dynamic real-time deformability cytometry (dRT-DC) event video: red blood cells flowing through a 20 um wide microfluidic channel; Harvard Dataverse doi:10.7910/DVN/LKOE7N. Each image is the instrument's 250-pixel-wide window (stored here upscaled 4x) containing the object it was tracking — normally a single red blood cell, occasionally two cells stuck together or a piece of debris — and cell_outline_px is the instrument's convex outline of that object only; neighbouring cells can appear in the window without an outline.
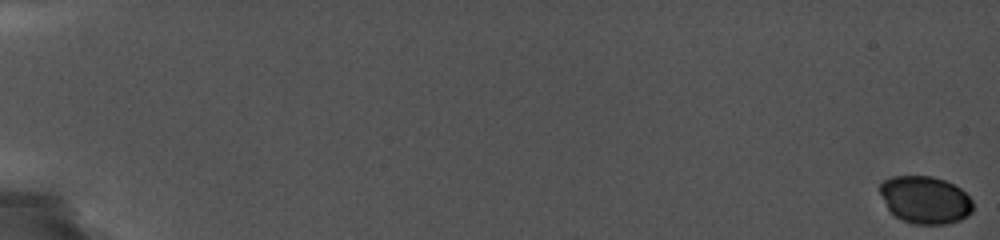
{"species": "common noctule bat (a hibernating species)", "species_latin": "Nyctalus noctula", "temperature_condition": "cold", "stored_images_in_passage": 24, "camera_frame_rate_fps": 5000, "um_per_image_px": 0.085, "animal": {"sex": "female", "body_mass_g": 19.0, "forearm_length_mm": 56.7}, "frame": {"image": 1, "passage_image": 1, "time_ms": 0.0, "image_size_px": [1000, 240], "cell_outline_px": [[972, 212], [968, 216], [960, 220], [948, 224], [916, 224], [900, 220], [888, 208], [880, 192], [880, 184], [884, 180], [892, 176], [932, 176], [944, 180], [960, 188], [972, 200]], "centroid_in_image_um": [78.65, 16.99], "position_along_channel_um": 6.3, "area_um2": 25.66}}
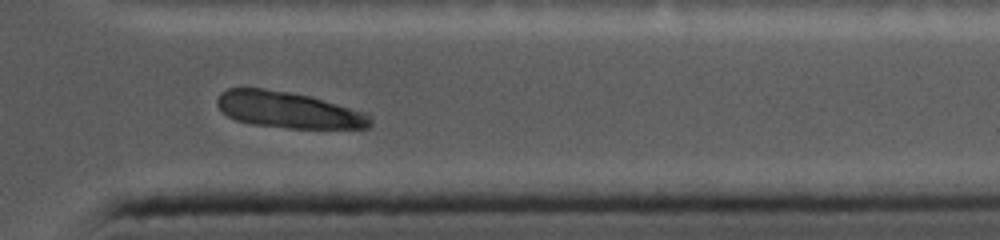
{"frame": {"image": 2, "passage_image": 22, "time_ms": 16.0, "image_size_px": [1000, 240], "cell_outline_px": [[372, 124], [368, 128], [288, 128], [252, 124], [236, 120], [228, 116], [216, 104], [216, 100], [220, 92], [228, 88], [264, 88], [312, 96], [364, 112], [372, 116]], "centroid_in_image_um": [24.51, 9.34], "position_along_channel_um": 386.9, "area_um2": 32.43}}
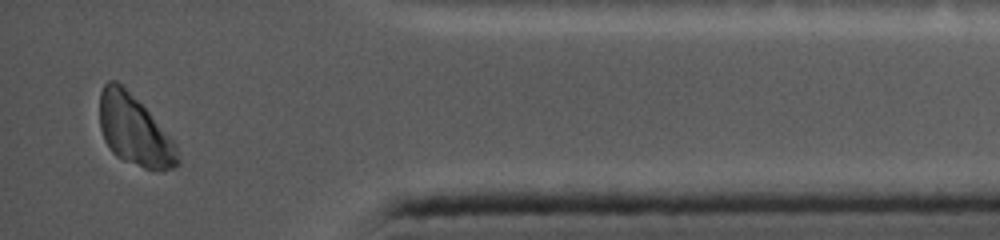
{"frame": {"image": 3, "passage_image": 24, "time_ms": 17.4, "image_size_px": [1000, 240], "cell_outline_px": [[180, 164], [172, 168], [144, 168], [124, 160], [116, 156], [112, 152], [104, 140], [100, 128], [100, 92], [104, 84], [108, 80], [116, 80], [148, 112], [176, 144], [180, 160]], "centroid_in_image_um": [11.39, 11.09], "position_along_channel_um": 423.8, "area_um2": 31.15}}